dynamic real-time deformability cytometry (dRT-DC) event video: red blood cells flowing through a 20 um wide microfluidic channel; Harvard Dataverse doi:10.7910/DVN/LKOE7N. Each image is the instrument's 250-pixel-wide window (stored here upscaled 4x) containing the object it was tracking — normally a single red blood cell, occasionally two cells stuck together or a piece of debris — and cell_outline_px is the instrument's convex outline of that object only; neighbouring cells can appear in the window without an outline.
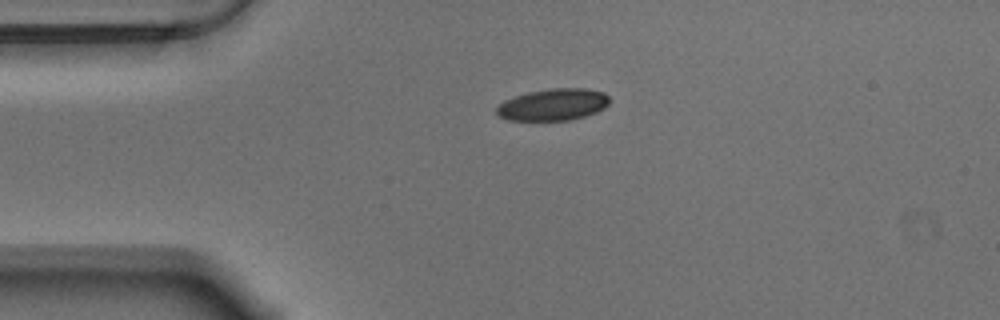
{"species": "Egyptian fruit bat (a non-hibernating species)", "species_latin": "Rousettus aegyptiacus", "temperature_condition": "warm", "stored_images_in_passage": 45, "camera_frame_rate_fps": 3000, "um_per_image_px": 0.085, "animal": {"sex": "male"}, "frame": {"image": 1, "passage_image": 1, "time_ms": 0.0, "image_size_px": [1000, 320], "cell_outline_px": [[608, 104], [604, 108], [596, 112], [584, 116], [568, 120], [508, 120], [500, 116], [496, 112], [496, 108], [504, 100], [528, 92], [552, 88], [588, 88], [604, 92], [608, 96]], "centroid_in_image_um": [47.02, 8.88], "position_along_channel_um": 38.0, "area_um2": 20.81}}
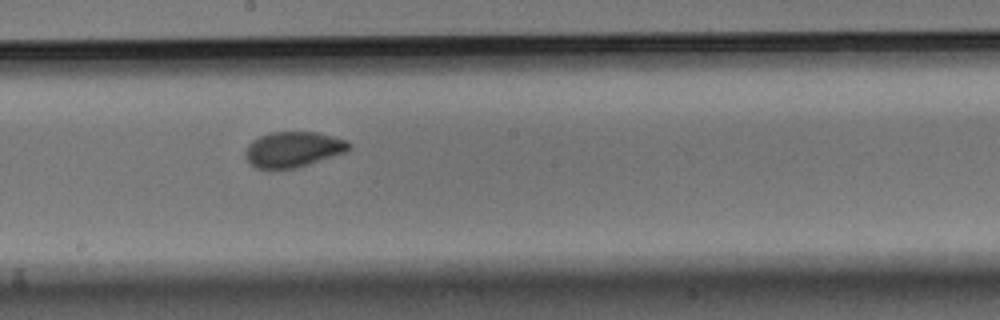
{"frame": {"image": 2, "passage_image": 19, "time_ms": 6.0, "image_size_px": [1000, 320], "cell_outline_px": [[352, 144], [344, 152], [296, 168], [256, 168], [248, 160], [244, 152], [248, 144], [252, 140], [268, 132], [316, 132], [348, 140]], "centroid_in_image_um": [24.9, 12.68], "position_along_channel_um": 223.3, "area_um2": 21.15}}
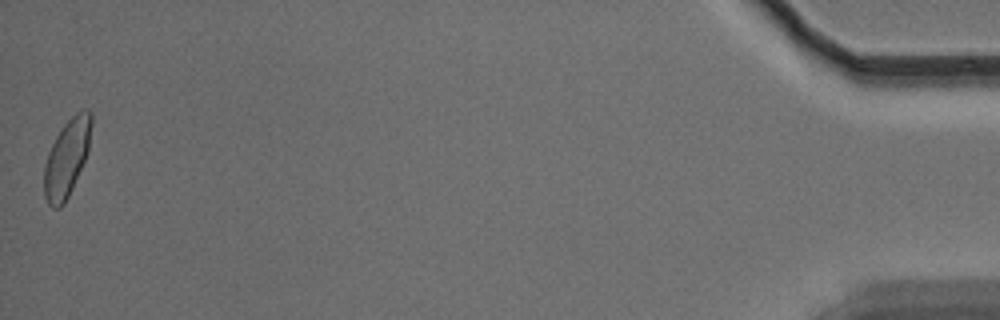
{"frame": {"image": 3, "passage_image": 45, "time_ms": 14.667, "image_size_px": [1000, 320], "cell_outline_px": [[92, 124], [88, 152], [72, 188], [64, 204], [60, 208], [52, 208], [48, 204], [44, 196], [44, 164], [48, 152], [60, 128], [80, 108], [88, 108], [92, 112]], "centroid_in_image_um": [5.69, 13.38], "position_along_channel_um": 429.5, "area_um2": 21.5}, "authors_computed_cell_mechanics": {"area_um2": 21.2704, "velocity_mm_per_s": 3.517, "shape_relaxation_time_tau1_ms": 5.5049, "shape_relaxation_time_tau2_ms": 1.161, "deformation_change_tau1": 0.1229, "deformation_change_tau2": 0.0319}}